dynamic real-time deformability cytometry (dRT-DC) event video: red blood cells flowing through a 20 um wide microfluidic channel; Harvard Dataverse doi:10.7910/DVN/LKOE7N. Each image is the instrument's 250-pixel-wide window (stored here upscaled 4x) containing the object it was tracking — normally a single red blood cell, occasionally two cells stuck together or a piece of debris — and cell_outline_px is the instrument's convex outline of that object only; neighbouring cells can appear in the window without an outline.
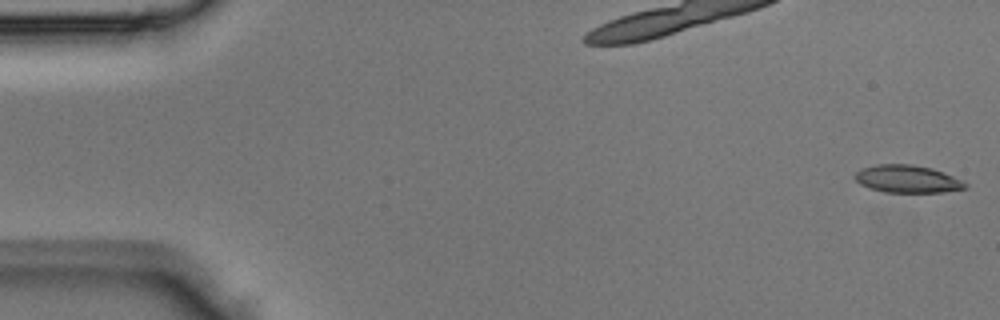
{"species": "Egyptian fruit bat (a non-hibernating species)", "species_latin": "Rousettus aegyptiacus", "temperature_condition": "room temperature", "stored_images_in_passage": 4, "camera_frame_rate_fps": 3000, "um_per_image_px": 0.085, "animal": {"sex": "male"}, "frame": {"image": 1, "passage_image": 1, "time_ms": 0.0, "image_size_px": [1000, 320], "cell_outline_px": [[968, 188], [944, 192], [884, 192], [868, 188], [860, 184], [856, 180], [856, 172], [864, 168], [876, 164], [912, 164], [932, 168], [944, 172], [968, 184]], "centroid_in_image_um": [77.14, 15.21], "position_along_channel_um": 7.9, "area_um2": 17.69}}
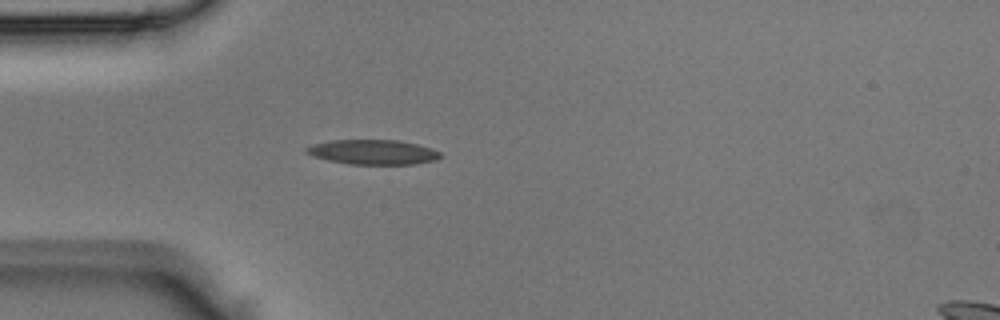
{"frame": {"image": 2, "passage_image": 4, "time_ms": 1.0, "image_size_px": [1000, 320], "cell_outline_px": [[444, 156], [436, 160], [412, 164], [348, 164], [328, 160], [312, 156], [304, 152], [304, 148], [312, 144], [332, 140], [396, 140], [416, 144], [432, 148], [440, 152]], "centroid_in_image_um": [31.68, 12.93], "position_along_channel_um": 53.3, "area_um2": 19.42}}